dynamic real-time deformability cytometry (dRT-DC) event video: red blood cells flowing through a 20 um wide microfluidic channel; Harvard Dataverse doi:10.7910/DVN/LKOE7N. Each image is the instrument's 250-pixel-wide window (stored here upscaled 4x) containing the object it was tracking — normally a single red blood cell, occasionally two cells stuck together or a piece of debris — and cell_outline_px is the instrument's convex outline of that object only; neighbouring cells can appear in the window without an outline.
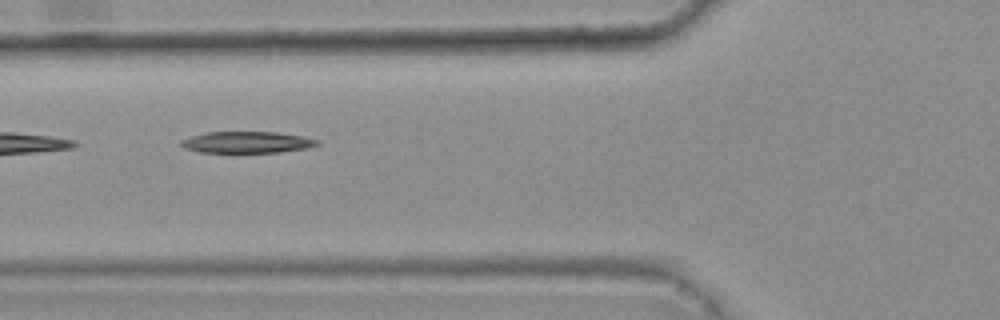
{"species": "common noctule bat (a hibernating species)", "species_latin": "Nyctalus noctula", "temperature_condition": "warm", "stored_images_in_passage": 4, "camera_frame_rate_fps": 3000, "um_per_image_px": 0.085, "animal": {"sex": "female", "body_mass_g": 25.1}, "frame": {"image": 1, "passage_image": 2, "time_ms": 0.333, "image_size_px": [1000, 320], "cell_outline_px": [[320, 144], [308, 148], [280, 152], [200, 152], [184, 148], [180, 144], [180, 140], [192, 136], [208, 132], [276, 132], [300, 136], [320, 140]], "centroid_in_image_um": [21.0, 12.09], "position_along_channel_um": 104.8, "area_um2": 16.94}}
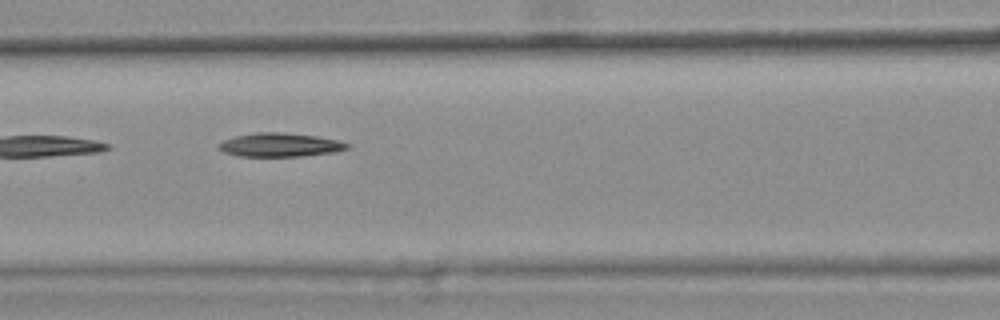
{"frame": {"image": 2, "passage_image": 3, "time_ms": 0.667, "image_size_px": [1000, 320], "cell_outline_px": [[348, 148], [332, 152], [300, 156], [236, 156], [224, 152], [216, 144], [224, 140], [236, 136], [256, 132], [280, 132], [316, 136], [336, 140], [348, 144]], "centroid_in_image_um": [23.73, 12.31], "position_along_channel_um": 142.9, "area_um2": 17.46}}